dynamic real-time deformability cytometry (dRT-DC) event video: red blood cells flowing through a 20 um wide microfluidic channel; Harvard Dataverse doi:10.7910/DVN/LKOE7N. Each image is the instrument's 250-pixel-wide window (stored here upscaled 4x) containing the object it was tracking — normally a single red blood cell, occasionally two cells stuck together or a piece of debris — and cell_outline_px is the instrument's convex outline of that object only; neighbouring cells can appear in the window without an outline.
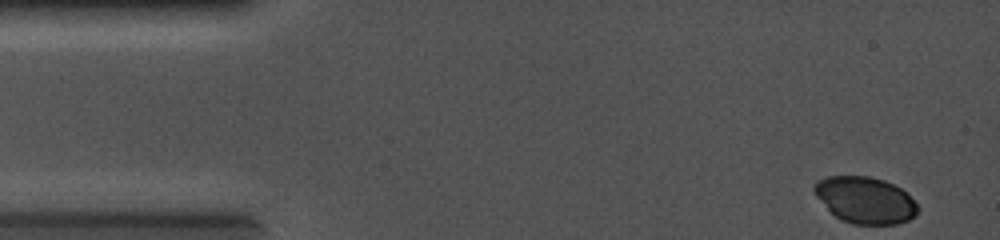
{"species": "common noctule bat (a hibernating species)", "species_latin": "Nyctalus noctula", "temperature_condition": "cold", "stored_images_in_passage": 42, "camera_frame_rate_fps": 5000, "um_per_image_px": 0.085, "animal": {"sex": "female", "body_mass_g": 19.0, "forearm_length_mm": 56.7}, "frame": {"image": 1, "passage_image": 1, "time_ms": 0.0, "image_size_px": [1000, 240], "cell_outline_px": [[920, 208], [916, 216], [908, 220], [896, 224], [852, 224], [840, 220], [816, 196], [812, 188], [812, 184], [816, 180], [828, 176], [868, 176], [884, 180], [908, 192]], "centroid_in_image_um": [73.55, 17.0], "position_along_channel_um": 11.4, "area_um2": 28.32}}